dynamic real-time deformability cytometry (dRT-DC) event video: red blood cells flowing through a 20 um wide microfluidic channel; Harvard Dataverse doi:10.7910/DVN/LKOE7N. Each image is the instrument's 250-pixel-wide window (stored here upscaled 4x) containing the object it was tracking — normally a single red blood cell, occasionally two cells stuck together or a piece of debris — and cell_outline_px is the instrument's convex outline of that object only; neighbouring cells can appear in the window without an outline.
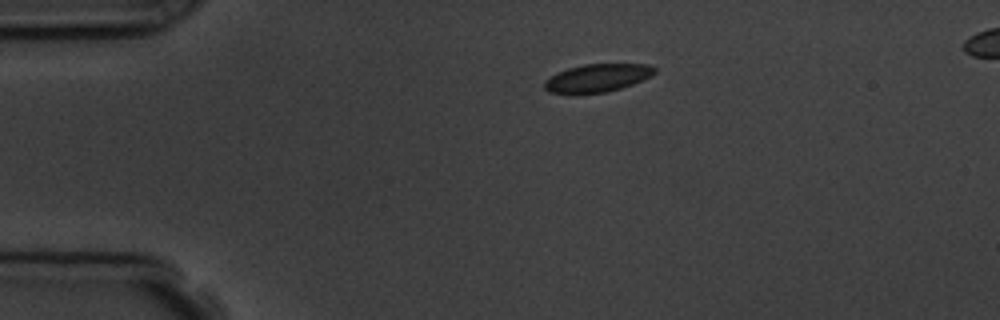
{"species": "common noctule bat (a hibernating species)", "species_latin": "Nyctalus noctula", "temperature_condition": "room temperature", "stored_images_in_passage": 4, "camera_frame_rate_fps": 3000, "um_per_image_px": 0.085, "animal": {"sex": "male", "body_mass_g": 19.5, "forearm_length_mm": 54.6}, "frame": {"image": 1, "passage_image": 1, "time_ms": 0.0, "image_size_px": [1000, 320], "cell_outline_px": [[656, 72], [652, 76], [632, 84], [608, 92], [576, 96], [572, 96], [548, 92], [544, 88], [544, 80], [556, 72], [568, 68], [584, 64], [648, 64], [656, 68]], "centroid_in_image_um": [50.7, 6.67], "position_along_channel_um": 34.3, "area_um2": 18.67}}